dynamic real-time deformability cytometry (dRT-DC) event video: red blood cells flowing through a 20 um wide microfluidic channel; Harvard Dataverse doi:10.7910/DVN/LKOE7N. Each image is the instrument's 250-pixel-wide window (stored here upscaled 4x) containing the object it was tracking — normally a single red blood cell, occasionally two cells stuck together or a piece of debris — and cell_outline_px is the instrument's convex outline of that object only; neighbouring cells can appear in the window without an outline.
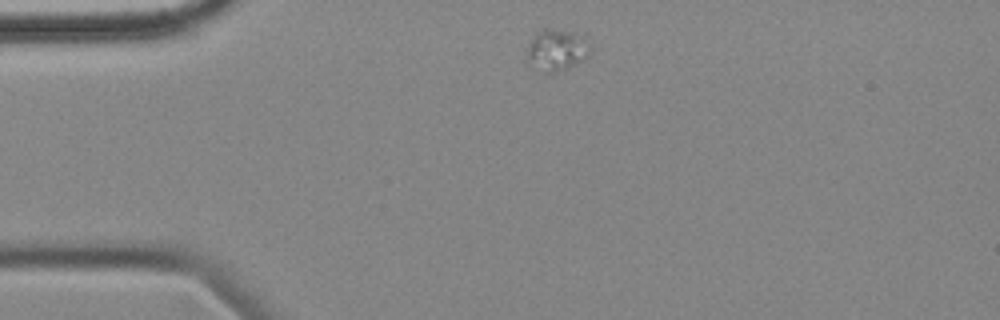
{"species": "common noctule bat (a hibernating species)", "species_latin": "Nyctalus noctula", "temperature_condition": "cold", "stored_images_in_passage": 46, "camera_frame_rate_fps": 3000, "um_per_image_px": 0.085, "animal": {"sex": "female", "body_mass_g": 18.4}, "frame": {"image": 1, "passage_image": 1, "time_ms": 0.0, "image_size_px": [1000, 320], "cell_outline_px": [[592, 44], [588, 56], [584, 60], [568, 68], [556, 72], [544, 72], [524, 64], [524, 60], [528, 44], [540, 32], [572, 32], [584, 36]], "centroid_in_image_um": [47.31, 4.34], "position_along_channel_um": 37.7, "area_um2": 15.2}}
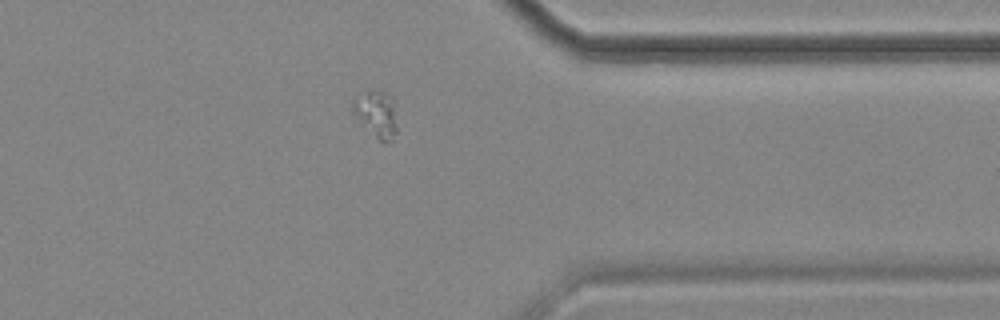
{"frame": {"image": 2, "passage_image": 34, "time_ms": 11.0, "image_size_px": [1000, 320], "cell_outline_px": [[396, 132], [388, 140], [380, 140], [352, 112], [352, 100], [364, 88], [372, 88], [392, 96], [396, 128]], "centroid_in_image_um": [31.94, 9.55], "position_along_channel_um": 379.5, "area_um2": 11.68}}
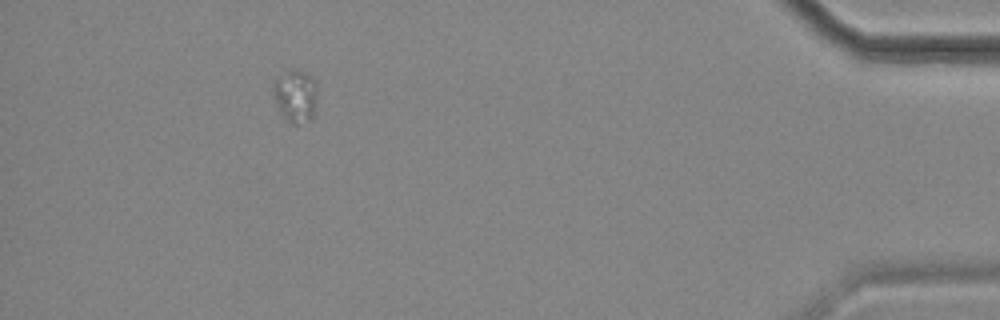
{"frame": {"image": 3, "passage_image": 41, "time_ms": 13.333, "image_size_px": [1000, 320], "cell_outline_px": [[316, 116], [312, 120], [296, 124], [292, 124], [280, 112], [276, 104], [272, 92], [272, 80], [288, 68], [292, 68], [304, 72], [312, 76], [316, 80]], "centroid_in_image_um": [25.12, 8.12], "position_along_channel_um": 410.1, "area_um2": 14.16}}